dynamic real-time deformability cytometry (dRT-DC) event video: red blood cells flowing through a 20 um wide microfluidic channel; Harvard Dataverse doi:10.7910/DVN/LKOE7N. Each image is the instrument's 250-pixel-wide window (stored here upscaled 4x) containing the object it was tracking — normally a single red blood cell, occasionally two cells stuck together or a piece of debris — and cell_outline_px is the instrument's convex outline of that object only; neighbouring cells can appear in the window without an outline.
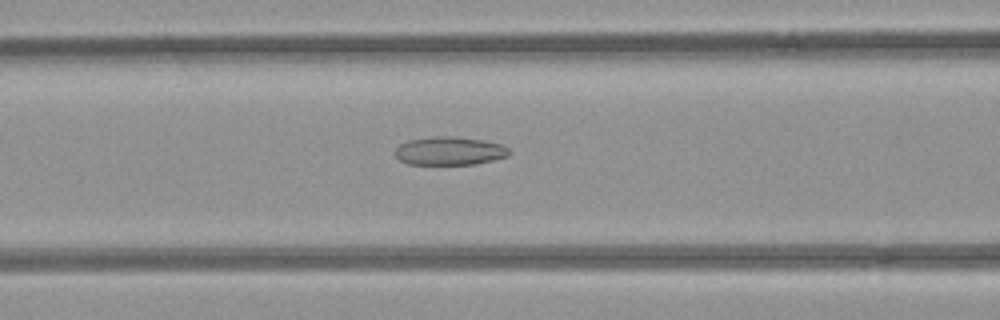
{"species": "common noctule bat (a hibernating species)", "species_latin": "Nyctalus noctula", "temperature_condition": "room temperature", "stored_images_in_passage": 52, "camera_frame_rate_fps": 3000, "um_per_image_px": 0.085, "animal": {"sex": "female", "body_mass_g": 21.9}, "frame": {"image": 1, "passage_image": 21, "time_ms": 6.667, "image_size_px": [1000, 320], "cell_outline_px": [[512, 152], [508, 156], [476, 164], [408, 164], [400, 160], [396, 156], [396, 148], [400, 144], [408, 140], [432, 136], [452, 136], [480, 140], [500, 144], [508, 148]], "centroid_in_image_um": [38.21, 12.83], "position_along_channel_um": 128.4, "area_um2": 18.73}}
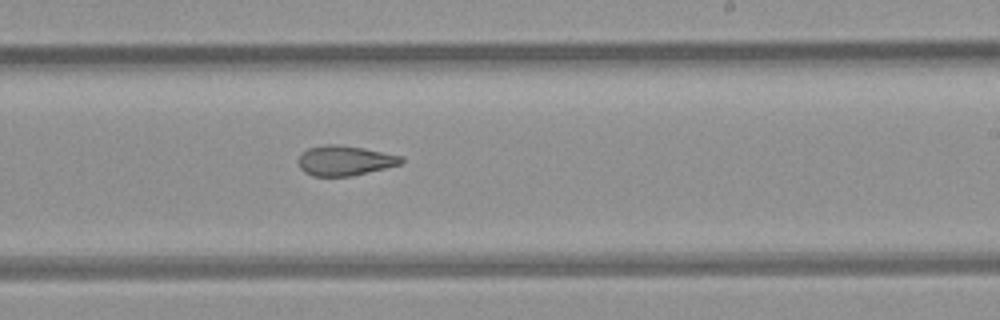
{"frame": {"image": 2, "passage_image": 31, "time_ms": 10.0, "image_size_px": [1000, 320], "cell_outline_px": [[404, 160], [400, 164], [352, 176], [312, 176], [304, 172], [300, 168], [296, 160], [300, 152], [308, 148], [328, 144], [336, 144], [364, 148], [400, 156]], "centroid_in_image_um": [29.22, 13.65], "position_along_channel_um": 259.8, "area_um2": 17.98}}
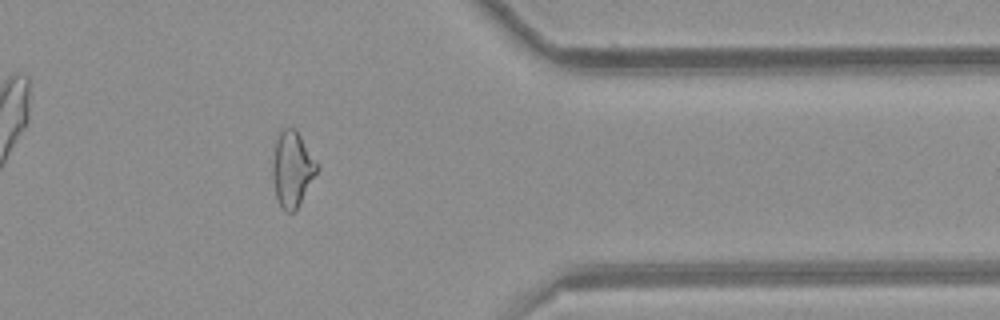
{"frame": {"image": 3, "passage_image": 42, "time_ms": 13.667, "image_size_px": [1000, 320], "cell_outline_px": [[320, 168], [300, 204], [292, 212], [284, 212], [276, 196], [272, 176], [272, 164], [276, 140], [280, 128], [292, 128], [300, 136]], "centroid_in_image_um": [24.83, 14.38], "position_along_channel_um": 386.6, "area_um2": 19.36}, "authors_computed_cell_mechanics": {"area_um2": 20.3745, "velocity_mm_per_s": 3.9384, "shape_relaxation_time_tau1_ms": null, "shape_relaxation_time_tau2_ms": 3.1294, "deformation_change_tau1": null, "deformation_change_tau2": 0.1135}}